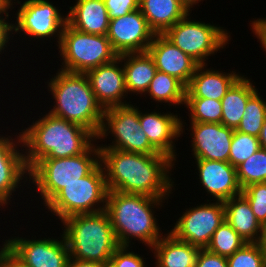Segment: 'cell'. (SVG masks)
Listing matches in <instances>:
<instances>
[{
  "label": "cell",
  "instance_id": "1",
  "mask_svg": "<svg viewBox=\"0 0 266 267\" xmlns=\"http://www.w3.org/2000/svg\"><path fill=\"white\" fill-rule=\"evenodd\" d=\"M100 163L108 191L168 198L179 185L174 184L175 178L171 176L177 164L163 153L142 154L100 148Z\"/></svg>",
  "mask_w": 266,
  "mask_h": 267
},
{
  "label": "cell",
  "instance_id": "2",
  "mask_svg": "<svg viewBox=\"0 0 266 267\" xmlns=\"http://www.w3.org/2000/svg\"><path fill=\"white\" fill-rule=\"evenodd\" d=\"M41 117L19 129L25 162L30 170L42 158H64L82 154L96 137L86 128L51 115ZM22 131V132H21Z\"/></svg>",
  "mask_w": 266,
  "mask_h": 267
},
{
  "label": "cell",
  "instance_id": "3",
  "mask_svg": "<svg viewBox=\"0 0 266 267\" xmlns=\"http://www.w3.org/2000/svg\"><path fill=\"white\" fill-rule=\"evenodd\" d=\"M169 198L142 194L108 191L106 212L119 246L134 247L133 239L150 249L162 236L155 209H160ZM155 210V211H154ZM155 214V215H154Z\"/></svg>",
  "mask_w": 266,
  "mask_h": 267
},
{
  "label": "cell",
  "instance_id": "4",
  "mask_svg": "<svg viewBox=\"0 0 266 267\" xmlns=\"http://www.w3.org/2000/svg\"><path fill=\"white\" fill-rule=\"evenodd\" d=\"M47 80V88L55 101L48 113L88 129L95 137L101 129L104 109L98 103L85 73L58 69Z\"/></svg>",
  "mask_w": 266,
  "mask_h": 267
},
{
  "label": "cell",
  "instance_id": "5",
  "mask_svg": "<svg viewBox=\"0 0 266 267\" xmlns=\"http://www.w3.org/2000/svg\"><path fill=\"white\" fill-rule=\"evenodd\" d=\"M60 223L70 258L109 264L119 244L106 210L73 215Z\"/></svg>",
  "mask_w": 266,
  "mask_h": 267
},
{
  "label": "cell",
  "instance_id": "6",
  "mask_svg": "<svg viewBox=\"0 0 266 267\" xmlns=\"http://www.w3.org/2000/svg\"><path fill=\"white\" fill-rule=\"evenodd\" d=\"M97 143V144H96ZM100 164V148L96 140L82 153L64 158H42L29 170V186L39 193L44 206L65 185L79 181Z\"/></svg>",
  "mask_w": 266,
  "mask_h": 267
},
{
  "label": "cell",
  "instance_id": "7",
  "mask_svg": "<svg viewBox=\"0 0 266 267\" xmlns=\"http://www.w3.org/2000/svg\"><path fill=\"white\" fill-rule=\"evenodd\" d=\"M107 193L105 172L100 163L87 176L65 185L45 209L61 221L73 215L99 212L106 208Z\"/></svg>",
  "mask_w": 266,
  "mask_h": 267
},
{
  "label": "cell",
  "instance_id": "8",
  "mask_svg": "<svg viewBox=\"0 0 266 267\" xmlns=\"http://www.w3.org/2000/svg\"><path fill=\"white\" fill-rule=\"evenodd\" d=\"M61 70L86 73L90 69L112 62L118 57L107 35L89 34L65 24L59 45Z\"/></svg>",
  "mask_w": 266,
  "mask_h": 267
},
{
  "label": "cell",
  "instance_id": "9",
  "mask_svg": "<svg viewBox=\"0 0 266 267\" xmlns=\"http://www.w3.org/2000/svg\"><path fill=\"white\" fill-rule=\"evenodd\" d=\"M189 12L163 35L199 65H208L209 56L226 48L231 32L218 24L192 19ZM209 57V58H208ZM208 60V61H207Z\"/></svg>",
  "mask_w": 266,
  "mask_h": 267
},
{
  "label": "cell",
  "instance_id": "10",
  "mask_svg": "<svg viewBox=\"0 0 266 267\" xmlns=\"http://www.w3.org/2000/svg\"><path fill=\"white\" fill-rule=\"evenodd\" d=\"M139 108L132 103L111 107L104 110L103 121L96 141L100 142L110 137L111 143L98 144L99 148H114L125 152L142 154H158L150 144L146 133L141 129ZM110 135V136H109ZM111 144V145H110Z\"/></svg>",
  "mask_w": 266,
  "mask_h": 267
},
{
  "label": "cell",
  "instance_id": "11",
  "mask_svg": "<svg viewBox=\"0 0 266 267\" xmlns=\"http://www.w3.org/2000/svg\"><path fill=\"white\" fill-rule=\"evenodd\" d=\"M15 1V2H14ZM19 0H12V8L19 5L17 13L13 14L16 21H13L14 35L20 34L24 40L30 37L33 41L39 39L53 40L60 43L62 30L67 23V14L63 15L59 7L54 6L49 0H25L23 3ZM17 3V4H16ZM59 9V10H58ZM62 13V14H61ZM28 36V38H26ZM57 37V38H56ZM26 38V39H25ZM48 38V39H47Z\"/></svg>",
  "mask_w": 266,
  "mask_h": 267
},
{
  "label": "cell",
  "instance_id": "12",
  "mask_svg": "<svg viewBox=\"0 0 266 267\" xmlns=\"http://www.w3.org/2000/svg\"><path fill=\"white\" fill-rule=\"evenodd\" d=\"M206 200V203L186 208L179 219H176L173 229L168 230L179 240L201 249L207 247L214 232L225 222L224 203Z\"/></svg>",
  "mask_w": 266,
  "mask_h": 267
},
{
  "label": "cell",
  "instance_id": "13",
  "mask_svg": "<svg viewBox=\"0 0 266 267\" xmlns=\"http://www.w3.org/2000/svg\"><path fill=\"white\" fill-rule=\"evenodd\" d=\"M60 236V239L47 235L39 239L11 236L3 245L28 267H67L70 254L63 234Z\"/></svg>",
  "mask_w": 266,
  "mask_h": 267
},
{
  "label": "cell",
  "instance_id": "14",
  "mask_svg": "<svg viewBox=\"0 0 266 267\" xmlns=\"http://www.w3.org/2000/svg\"><path fill=\"white\" fill-rule=\"evenodd\" d=\"M13 134L11 133V136L5 135L6 137L3 136V134H0L1 209H5V207H8L7 205L12 204L11 201H13L15 193L21 190V186L24 190L25 184L28 183L26 184V186L30 184L28 180L30 173L25 162L24 150H21L24 149L21 134L20 132H16ZM12 135L15 137H13ZM21 183H23V185ZM11 196H13V198Z\"/></svg>",
  "mask_w": 266,
  "mask_h": 267
},
{
  "label": "cell",
  "instance_id": "15",
  "mask_svg": "<svg viewBox=\"0 0 266 267\" xmlns=\"http://www.w3.org/2000/svg\"><path fill=\"white\" fill-rule=\"evenodd\" d=\"M154 35L140 9L109 21L107 38L118 55L146 52Z\"/></svg>",
  "mask_w": 266,
  "mask_h": 267
},
{
  "label": "cell",
  "instance_id": "16",
  "mask_svg": "<svg viewBox=\"0 0 266 267\" xmlns=\"http://www.w3.org/2000/svg\"><path fill=\"white\" fill-rule=\"evenodd\" d=\"M144 112L139 109V121L141 129L146 133L150 144L159 152L177 161V148L175 142L185 133V124L179 113L170 111ZM179 116H178V115ZM183 134V135H182Z\"/></svg>",
  "mask_w": 266,
  "mask_h": 267
},
{
  "label": "cell",
  "instance_id": "17",
  "mask_svg": "<svg viewBox=\"0 0 266 267\" xmlns=\"http://www.w3.org/2000/svg\"><path fill=\"white\" fill-rule=\"evenodd\" d=\"M85 74L98 103L104 110L132 103L130 100L127 101L125 75L119 56L112 62L90 69Z\"/></svg>",
  "mask_w": 266,
  "mask_h": 267
},
{
  "label": "cell",
  "instance_id": "18",
  "mask_svg": "<svg viewBox=\"0 0 266 267\" xmlns=\"http://www.w3.org/2000/svg\"><path fill=\"white\" fill-rule=\"evenodd\" d=\"M189 123L191 155L195 159L228 162L234 129L222 123Z\"/></svg>",
  "mask_w": 266,
  "mask_h": 267
},
{
  "label": "cell",
  "instance_id": "19",
  "mask_svg": "<svg viewBox=\"0 0 266 267\" xmlns=\"http://www.w3.org/2000/svg\"><path fill=\"white\" fill-rule=\"evenodd\" d=\"M200 187L212 196L211 201L225 202L241 194L236 168L229 162L217 160L194 159ZM199 173V174H198Z\"/></svg>",
  "mask_w": 266,
  "mask_h": 267
},
{
  "label": "cell",
  "instance_id": "20",
  "mask_svg": "<svg viewBox=\"0 0 266 267\" xmlns=\"http://www.w3.org/2000/svg\"><path fill=\"white\" fill-rule=\"evenodd\" d=\"M147 51L154 59L157 71L176 77L185 86L189 84L199 66L163 34L154 35Z\"/></svg>",
  "mask_w": 266,
  "mask_h": 267
},
{
  "label": "cell",
  "instance_id": "21",
  "mask_svg": "<svg viewBox=\"0 0 266 267\" xmlns=\"http://www.w3.org/2000/svg\"><path fill=\"white\" fill-rule=\"evenodd\" d=\"M207 67L208 65H199L196 68L186 86L185 98L221 100L230 87L243 75L233 70L227 73Z\"/></svg>",
  "mask_w": 266,
  "mask_h": 267
},
{
  "label": "cell",
  "instance_id": "22",
  "mask_svg": "<svg viewBox=\"0 0 266 267\" xmlns=\"http://www.w3.org/2000/svg\"><path fill=\"white\" fill-rule=\"evenodd\" d=\"M73 5L68 6L67 13L71 27L84 33L107 35L110 19L104 0H76Z\"/></svg>",
  "mask_w": 266,
  "mask_h": 267
},
{
  "label": "cell",
  "instance_id": "23",
  "mask_svg": "<svg viewBox=\"0 0 266 267\" xmlns=\"http://www.w3.org/2000/svg\"><path fill=\"white\" fill-rule=\"evenodd\" d=\"M167 232L149 249L154 254V267H195L201 248Z\"/></svg>",
  "mask_w": 266,
  "mask_h": 267
},
{
  "label": "cell",
  "instance_id": "24",
  "mask_svg": "<svg viewBox=\"0 0 266 267\" xmlns=\"http://www.w3.org/2000/svg\"><path fill=\"white\" fill-rule=\"evenodd\" d=\"M225 207V221L246 241L259 243L265 228L256 219L247 199L238 195L223 202Z\"/></svg>",
  "mask_w": 266,
  "mask_h": 267
},
{
  "label": "cell",
  "instance_id": "25",
  "mask_svg": "<svg viewBox=\"0 0 266 267\" xmlns=\"http://www.w3.org/2000/svg\"><path fill=\"white\" fill-rule=\"evenodd\" d=\"M118 56L122 60L128 95H144L157 72L154 59L148 51Z\"/></svg>",
  "mask_w": 266,
  "mask_h": 267
},
{
  "label": "cell",
  "instance_id": "26",
  "mask_svg": "<svg viewBox=\"0 0 266 267\" xmlns=\"http://www.w3.org/2000/svg\"><path fill=\"white\" fill-rule=\"evenodd\" d=\"M139 1V9L155 34H164L189 13L179 0Z\"/></svg>",
  "mask_w": 266,
  "mask_h": 267
},
{
  "label": "cell",
  "instance_id": "27",
  "mask_svg": "<svg viewBox=\"0 0 266 267\" xmlns=\"http://www.w3.org/2000/svg\"><path fill=\"white\" fill-rule=\"evenodd\" d=\"M250 79L247 74L242 75L221 99V123L228 128L237 129L248 99L258 90Z\"/></svg>",
  "mask_w": 266,
  "mask_h": 267
},
{
  "label": "cell",
  "instance_id": "28",
  "mask_svg": "<svg viewBox=\"0 0 266 267\" xmlns=\"http://www.w3.org/2000/svg\"><path fill=\"white\" fill-rule=\"evenodd\" d=\"M146 94L150 96L149 99L153 100L151 103L154 101L159 105L167 103L163 105L165 109L167 105L169 106L168 109H170L172 105L173 107L185 105L186 86L176 77L157 71L144 94L145 98Z\"/></svg>",
  "mask_w": 266,
  "mask_h": 267
},
{
  "label": "cell",
  "instance_id": "29",
  "mask_svg": "<svg viewBox=\"0 0 266 267\" xmlns=\"http://www.w3.org/2000/svg\"><path fill=\"white\" fill-rule=\"evenodd\" d=\"M257 90L249 99L236 131L259 137L266 119V99Z\"/></svg>",
  "mask_w": 266,
  "mask_h": 267
},
{
  "label": "cell",
  "instance_id": "30",
  "mask_svg": "<svg viewBox=\"0 0 266 267\" xmlns=\"http://www.w3.org/2000/svg\"><path fill=\"white\" fill-rule=\"evenodd\" d=\"M245 244L246 241L225 221L214 232L205 249L227 258Z\"/></svg>",
  "mask_w": 266,
  "mask_h": 267
},
{
  "label": "cell",
  "instance_id": "31",
  "mask_svg": "<svg viewBox=\"0 0 266 267\" xmlns=\"http://www.w3.org/2000/svg\"><path fill=\"white\" fill-rule=\"evenodd\" d=\"M241 189L255 183L266 182V149L259 148L253 155L236 167Z\"/></svg>",
  "mask_w": 266,
  "mask_h": 267
},
{
  "label": "cell",
  "instance_id": "32",
  "mask_svg": "<svg viewBox=\"0 0 266 267\" xmlns=\"http://www.w3.org/2000/svg\"><path fill=\"white\" fill-rule=\"evenodd\" d=\"M188 119L191 122L221 123V100L211 98H185Z\"/></svg>",
  "mask_w": 266,
  "mask_h": 267
},
{
  "label": "cell",
  "instance_id": "33",
  "mask_svg": "<svg viewBox=\"0 0 266 267\" xmlns=\"http://www.w3.org/2000/svg\"><path fill=\"white\" fill-rule=\"evenodd\" d=\"M260 147L258 137L234 130L228 162L236 168Z\"/></svg>",
  "mask_w": 266,
  "mask_h": 267
},
{
  "label": "cell",
  "instance_id": "34",
  "mask_svg": "<svg viewBox=\"0 0 266 267\" xmlns=\"http://www.w3.org/2000/svg\"><path fill=\"white\" fill-rule=\"evenodd\" d=\"M228 267H266L263 246L259 243H246L234 254L227 257Z\"/></svg>",
  "mask_w": 266,
  "mask_h": 267
},
{
  "label": "cell",
  "instance_id": "35",
  "mask_svg": "<svg viewBox=\"0 0 266 267\" xmlns=\"http://www.w3.org/2000/svg\"><path fill=\"white\" fill-rule=\"evenodd\" d=\"M259 223L266 228V183H255L242 189Z\"/></svg>",
  "mask_w": 266,
  "mask_h": 267
},
{
  "label": "cell",
  "instance_id": "36",
  "mask_svg": "<svg viewBox=\"0 0 266 267\" xmlns=\"http://www.w3.org/2000/svg\"><path fill=\"white\" fill-rule=\"evenodd\" d=\"M130 246H119L110 258L108 267H147L146 258L137 252L129 251ZM141 255V256H140ZM147 265V266H146Z\"/></svg>",
  "mask_w": 266,
  "mask_h": 267
},
{
  "label": "cell",
  "instance_id": "37",
  "mask_svg": "<svg viewBox=\"0 0 266 267\" xmlns=\"http://www.w3.org/2000/svg\"><path fill=\"white\" fill-rule=\"evenodd\" d=\"M109 19L124 16L139 9V0H104Z\"/></svg>",
  "mask_w": 266,
  "mask_h": 267
},
{
  "label": "cell",
  "instance_id": "38",
  "mask_svg": "<svg viewBox=\"0 0 266 267\" xmlns=\"http://www.w3.org/2000/svg\"><path fill=\"white\" fill-rule=\"evenodd\" d=\"M13 18L11 15H0V54L2 55L6 49H8L10 42L13 43L14 39V26L13 20H9ZM13 37V38H12ZM12 38V39H11ZM12 40V41H11Z\"/></svg>",
  "mask_w": 266,
  "mask_h": 267
},
{
  "label": "cell",
  "instance_id": "39",
  "mask_svg": "<svg viewBox=\"0 0 266 267\" xmlns=\"http://www.w3.org/2000/svg\"><path fill=\"white\" fill-rule=\"evenodd\" d=\"M195 267H228V262L226 257L200 249Z\"/></svg>",
  "mask_w": 266,
  "mask_h": 267
},
{
  "label": "cell",
  "instance_id": "40",
  "mask_svg": "<svg viewBox=\"0 0 266 267\" xmlns=\"http://www.w3.org/2000/svg\"><path fill=\"white\" fill-rule=\"evenodd\" d=\"M250 29L252 30L253 34L258 39L257 42L260 41L261 47L266 53V17L265 18H257L250 20ZM266 55V54H265Z\"/></svg>",
  "mask_w": 266,
  "mask_h": 267
},
{
  "label": "cell",
  "instance_id": "41",
  "mask_svg": "<svg viewBox=\"0 0 266 267\" xmlns=\"http://www.w3.org/2000/svg\"><path fill=\"white\" fill-rule=\"evenodd\" d=\"M0 247V267H28L18 260L3 244Z\"/></svg>",
  "mask_w": 266,
  "mask_h": 267
},
{
  "label": "cell",
  "instance_id": "42",
  "mask_svg": "<svg viewBox=\"0 0 266 267\" xmlns=\"http://www.w3.org/2000/svg\"><path fill=\"white\" fill-rule=\"evenodd\" d=\"M67 267H108V265L99 262L70 258Z\"/></svg>",
  "mask_w": 266,
  "mask_h": 267
},
{
  "label": "cell",
  "instance_id": "43",
  "mask_svg": "<svg viewBox=\"0 0 266 267\" xmlns=\"http://www.w3.org/2000/svg\"><path fill=\"white\" fill-rule=\"evenodd\" d=\"M12 0H0V15H9V9L12 11Z\"/></svg>",
  "mask_w": 266,
  "mask_h": 267
},
{
  "label": "cell",
  "instance_id": "44",
  "mask_svg": "<svg viewBox=\"0 0 266 267\" xmlns=\"http://www.w3.org/2000/svg\"><path fill=\"white\" fill-rule=\"evenodd\" d=\"M179 1L184 5V7H185L189 12H192L193 9H191V8L195 7L196 4H197V6H199V5H198L199 2H202L203 0H179ZM194 5H195V6H194Z\"/></svg>",
  "mask_w": 266,
  "mask_h": 267
},
{
  "label": "cell",
  "instance_id": "45",
  "mask_svg": "<svg viewBox=\"0 0 266 267\" xmlns=\"http://www.w3.org/2000/svg\"><path fill=\"white\" fill-rule=\"evenodd\" d=\"M258 138H259L261 148L266 149V119H265V122L263 123L261 132Z\"/></svg>",
  "mask_w": 266,
  "mask_h": 267
},
{
  "label": "cell",
  "instance_id": "46",
  "mask_svg": "<svg viewBox=\"0 0 266 267\" xmlns=\"http://www.w3.org/2000/svg\"><path fill=\"white\" fill-rule=\"evenodd\" d=\"M261 244L263 246L264 253H265V259H266V228H265L262 240H261Z\"/></svg>",
  "mask_w": 266,
  "mask_h": 267
}]
</instances>
